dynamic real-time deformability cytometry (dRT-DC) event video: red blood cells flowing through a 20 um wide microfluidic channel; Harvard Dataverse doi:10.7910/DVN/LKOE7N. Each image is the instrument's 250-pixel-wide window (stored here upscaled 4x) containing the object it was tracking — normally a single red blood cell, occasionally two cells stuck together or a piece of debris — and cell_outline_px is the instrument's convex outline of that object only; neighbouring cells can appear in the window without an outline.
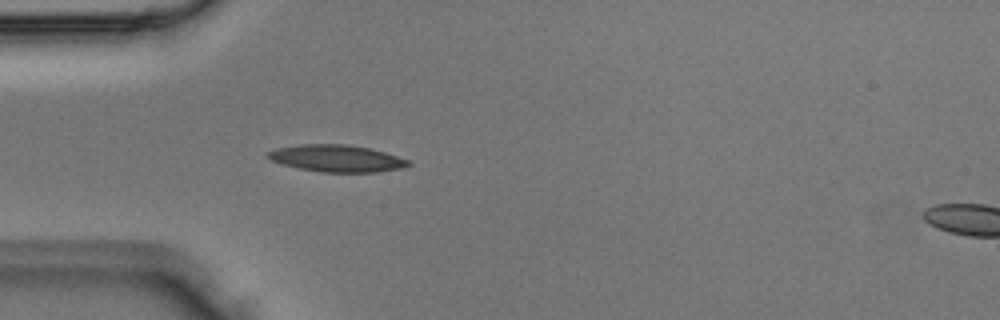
{"species": "Egyptian fruit bat (a non-hibernating species)", "species_latin": "Rousettus aegyptiacus", "temperature_condition": "room temperature", "stored_images_in_passage": 2, "camera_frame_rate_fps": 3000, "um_per_image_px": 0.085, "animal": {"sex": "male"}, "frame": {"image": 1, "passage_image": 1, "time_ms": 0.0, "image_size_px": [1000, 320], "cell_outline_px": [[412, 164], [400, 168], [376, 172], [320, 172], [300, 168], [284, 164], [272, 160], [264, 156], [264, 152], [276, 148], [300, 144], [348, 144], [368, 148], [384, 152], [408, 160]], "centroid_in_image_um": [28.56, 13.45], "position_along_channel_um": 56.4, "area_um2": 21.96}}